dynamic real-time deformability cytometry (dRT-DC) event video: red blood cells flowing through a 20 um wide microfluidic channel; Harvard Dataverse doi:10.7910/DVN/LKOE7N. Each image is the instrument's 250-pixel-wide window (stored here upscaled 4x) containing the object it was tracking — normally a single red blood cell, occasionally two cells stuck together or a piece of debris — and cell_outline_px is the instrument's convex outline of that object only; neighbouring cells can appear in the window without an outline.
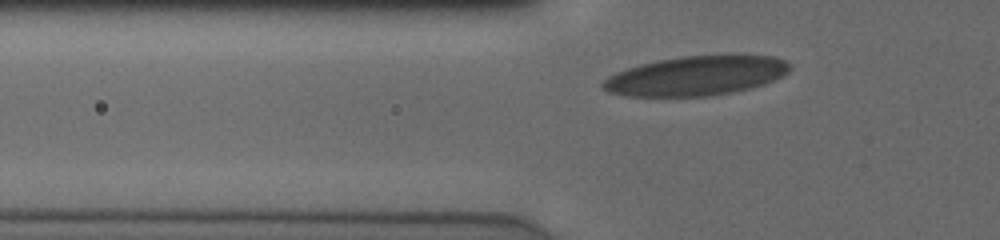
{"species": "human", "species_latin": "Homo sapiens", "temperature_condition": "cold", "stored_images_in_passage": 29, "camera_frame_rate_fps": 3000, "um_per_image_px": 0.085, "donor": {"sex": "male"}, "frame": {"image": 1, "passage_image": 2, "time_ms": 0.333, "image_size_px": [1000, 240], "cell_outline_px": [[788, 72], [764, 84], [732, 92], [708, 96], [628, 96], [608, 92], [600, 84], [608, 76], [616, 72], [640, 64], [656, 60], [680, 56], [736, 52], [744, 52], [772, 56], [784, 60], [788, 64]], "centroid_in_image_um": [59.2, 6.39], "position_along_channel_um": 66.6, "area_um2": 43.81}}
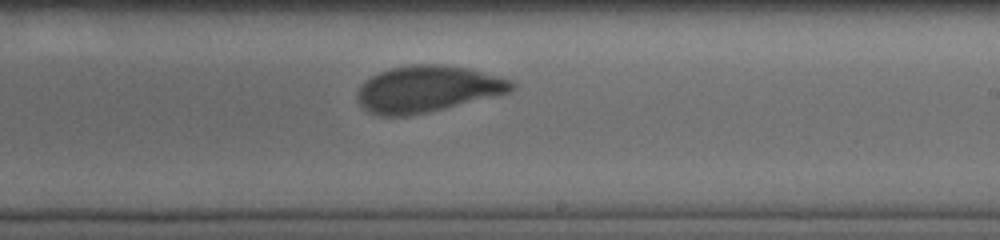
{"frame": {"image": 2, "passage_image": 17, "time_ms": 5.333, "image_size_px": [1000, 240], "cell_outline_px": [[516, 88], [512, 92], [500, 96], [428, 112], [408, 116], [380, 116], [364, 108], [360, 104], [356, 96], [356, 92], [372, 76], [380, 72], [392, 68], [412, 64], [440, 64], [468, 68], [512, 80], [516, 84]], "centroid_in_image_um": [36.41, 7.57], "position_along_channel_um": 252.6, "area_um2": 41.91}}
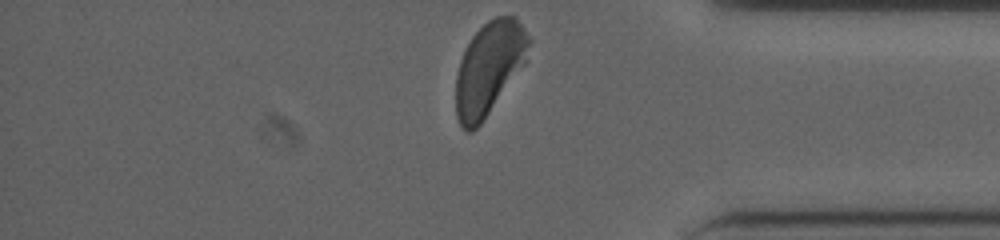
{"frame": {"image": 3, "passage_image": 29, "time_ms": 9.333, "image_size_px": [1000, 240], "cell_outline_px": [[532, 40], [528, 60], [480, 124], [472, 132], [464, 132], [456, 116], [456, 76], [460, 60], [472, 36], [488, 20], [496, 16], [516, 16]], "centroid_in_image_um": [41.6, 5.78], "position_along_channel_um": 393.6, "area_um2": 39.59}, "authors_computed_cell_mechanics": {"area_um2": 42.3096, "velocity_mm_per_s": 3.8356, "shape_relaxation_time_tau1_ms": 3.5955, "shape_relaxation_time_tau2_ms": null, "deformation_change_tau1": 0.1275, "deformation_change_tau2": null}}